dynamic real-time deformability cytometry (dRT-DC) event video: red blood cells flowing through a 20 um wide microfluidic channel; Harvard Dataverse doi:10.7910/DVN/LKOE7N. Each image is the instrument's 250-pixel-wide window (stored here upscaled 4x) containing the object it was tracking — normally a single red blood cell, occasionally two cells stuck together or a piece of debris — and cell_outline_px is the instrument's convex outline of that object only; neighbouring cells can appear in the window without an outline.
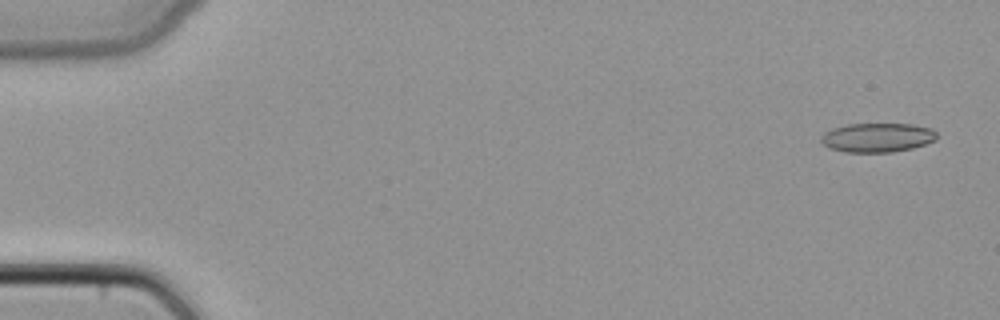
{"species": "common noctule bat (a hibernating species)", "species_latin": "Nyctalus noctula", "temperature_condition": "cold", "stored_images_in_passage": 48, "camera_frame_rate_fps": 3000, "um_per_image_px": 0.085, "animal": {"sex": "female", "body_mass_g": 22.7, "forearm_length_mm": 54.2}, "frame": {"image": 1, "passage_image": 2, "time_ms": 0.333, "image_size_px": [1000, 320], "cell_outline_px": [[936, 140], [912, 148], [892, 152], [844, 152], [828, 148], [820, 140], [820, 136], [824, 132], [832, 128], [848, 124], [912, 124], [932, 128], [936, 132]], "centroid_in_image_um": [74.55, 11.69], "position_along_channel_um": 10.5, "area_um2": 19.77}}
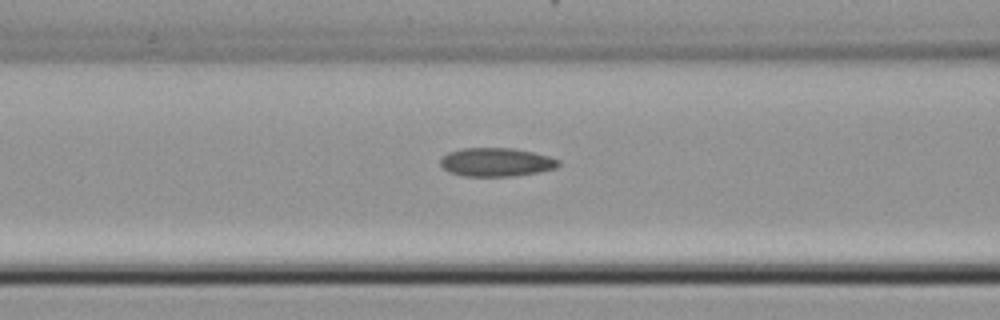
{"frame": {"image": 2, "passage_image": 20, "time_ms": 6.333, "image_size_px": [1000, 320], "cell_outline_px": [[560, 164], [556, 168], [540, 172], [516, 176], [460, 176], [448, 172], [440, 164], [440, 156], [448, 152], [460, 148], [512, 148], [532, 152], [548, 156], [560, 160]], "centroid_in_image_um": [42.15, 13.79], "position_along_channel_um": 124.5, "area_um2": 19.94}}
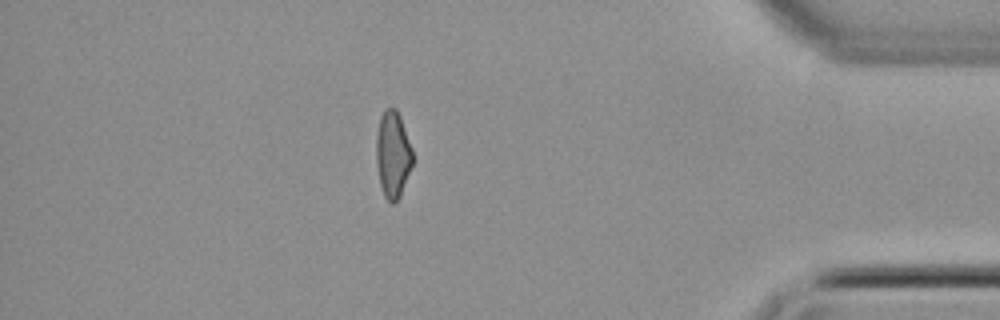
{"frame": {"image": 3, "passage_image": 42, "time_ms": 13.667, "image_size_px": [1000, 320], "cell_outline_px": [[412, 164], [400, 196], [392, 204], [384, 196], [380, 184], [376, 164], [376, 136], [380, 116], [384, 108], [396, 108], [400, 116], [412, 148]], "centroid_in_image_um": [33.37, 13.1], "position_along_channel_um": 401.8, "area_um2": 18.32}}